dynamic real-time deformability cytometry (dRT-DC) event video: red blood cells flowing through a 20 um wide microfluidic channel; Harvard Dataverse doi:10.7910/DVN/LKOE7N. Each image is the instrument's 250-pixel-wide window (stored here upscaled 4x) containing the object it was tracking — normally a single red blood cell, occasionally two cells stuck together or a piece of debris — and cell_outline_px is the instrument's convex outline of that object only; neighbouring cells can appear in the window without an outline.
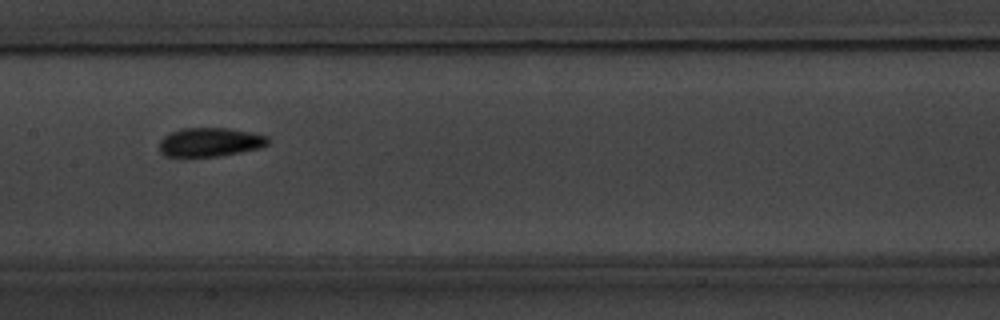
{"species": "common noctule bat (a hibernating species)", "species_latin": "Nyctalus noctula", "temperature_condition": "warm", "stored_images_in_passage": 8, "camera_frame_rate_fps": 3000, "um_per_image_px": 0.085, "animal": {"sex": "male", "body_mass_g": 20.1, "forearm_length_mm": 53.5}, "frame": {"image": 1, "passage_image": 5, "time_ms": 4.667, "image_size_px": [1000, 320], "cell_outline_px": [[268, 144], [260, 148], [220, 156], [164, 156], [160, 152], [160, 140], [164, 136], [180, 128], [228, 128], [268, 136]], "centroid_in_image_um": [17.84, 12.08], "position_along_channel_um": 189.6, "area_um2": 18.15}}
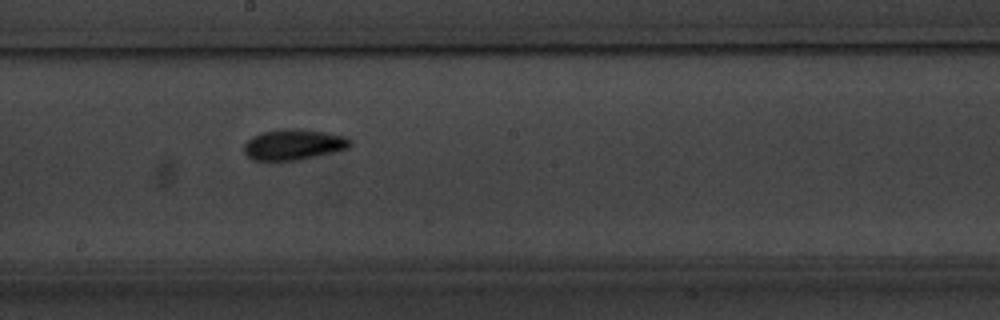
{"frame": {"image": 2, "passage_image": 6, "time_ms": 5.667, "image_size_px": [1000, 320], "cell_outline_px": [[352, 144], [348, 148], [300, 160], [252, 160], [244, 152], [244, 144], [252, 136], [260, 132], [284, 128], [296, 128], [324, 132], [344, 136], [352, 140]], "centroid_in_image_um": [24.94, 12.28], "position_along_channel_um": 223.3, "area_um2": 19.02}}